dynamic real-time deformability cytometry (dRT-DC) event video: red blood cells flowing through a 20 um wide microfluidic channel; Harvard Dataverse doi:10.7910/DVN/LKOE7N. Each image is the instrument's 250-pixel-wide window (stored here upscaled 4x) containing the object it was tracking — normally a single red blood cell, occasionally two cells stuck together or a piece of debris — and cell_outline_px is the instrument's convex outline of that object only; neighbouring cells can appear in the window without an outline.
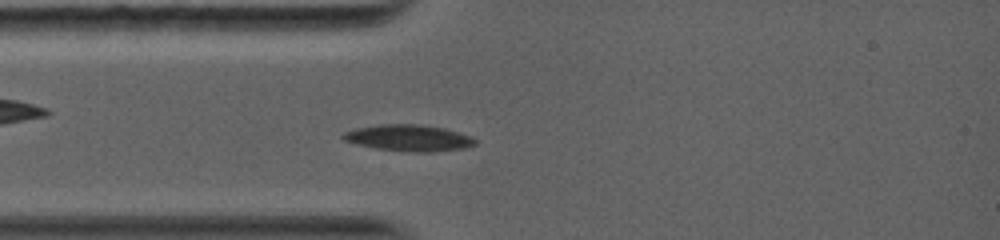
{"species": "common noctule bat (a hibernating species)", "species_latin": "Nyctalus noctula", "temperature_condition": "warm", "stored_images_in_passage": 62, "camera_frame_rate_fps": 5000, "um_per_image_px": 0.085, "animal": {"sex": "female", "body_mass_g": 19.0, "forearm_length_mm": 56.7}, "frame": {"image": 1, "passage_image": 17, "time_ms": 2.8, "image_size_px": [1000, 240], "cell_outline_px": [[476, 144], [464, 148], [432, 152], [416, 152], [376, 148], [344, 140], [340, 136], [344, 132], [356, 128], [380, 124], [420, 124], [444, 128], [472, 136], [476, 140]], "centroid_in_image_um": [34.77, 11.71], "position_along_channel_um": 50.2, "area_um2": 20.17}}
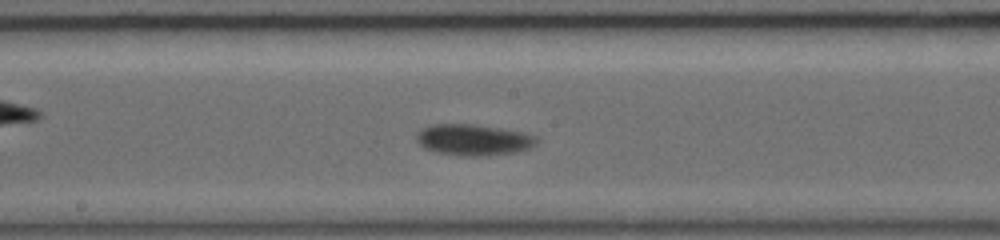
{"frame": {"image": 2, "passage_image": 36, "time_ms": 6.8, "image_size_px": [1000, 240], "cell_outline_px": [[540, 140], [532, 148], [516, 152], [480, 156], [464, 156], [436, 152], [424, 148], [416, 140], [416, 136], [424, 128], [432, 124], [472, 124], [524, 132], [536, 136]], "centroid_in_image_um": [40.29, 11.89], "position_along_channel_um": 207.9, "area_um2": 21.79}}
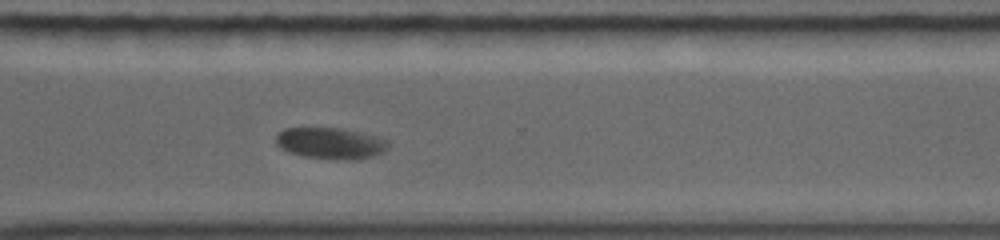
{"frame": {"image": 3, "passage_image": 56, "time_ms": 10.2, "image_size_px": [1000, 240], "cell_outline_px": [[388, 148], [384, 152], [372, 156], [352, 160], [336, 160], [304, 156], [288, 152], [280, 148], [276, 144], [276, 136], [284, 128], [344, 128], [376, 136], [388, 140]], "centroid_in_image_um": [28.1, 12.18], "position_along_channel_um": 342.5, "area_um2": 20.63}, "authors_computed_cell_mechanics": {"area_um2": 20.4323, "velocity_mm_per_s": 3.9534, "shape_relaxation_time_tau1_ms": 3.1752, "shape_relaxation_time_tau2_ms": null, "deformation_change_tau1": 0.1041, "deformation_change_tau2": null}}